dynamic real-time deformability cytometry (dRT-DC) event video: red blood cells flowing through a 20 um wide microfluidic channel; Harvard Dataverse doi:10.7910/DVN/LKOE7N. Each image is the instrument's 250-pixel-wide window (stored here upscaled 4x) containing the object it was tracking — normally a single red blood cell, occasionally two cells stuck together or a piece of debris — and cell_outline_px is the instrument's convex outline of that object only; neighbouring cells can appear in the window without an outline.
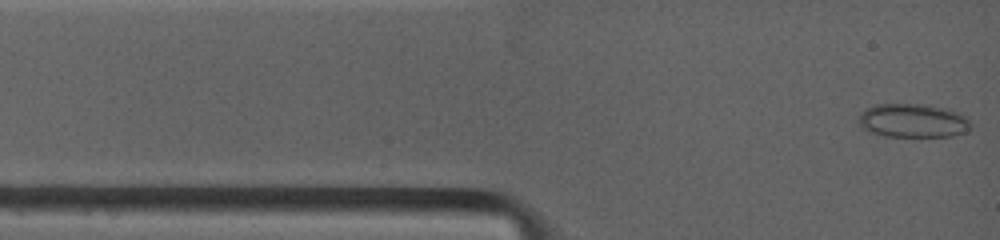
{"species": "common noctule bat (a hibernating species)", "species_latin": "Nyctalus noctula", "temperature_condition": "warm", "stored_images_in_passage": 5, "camera_frame_rate_fps": 4500, "um_per_image_px": 0.085, "animal": {"sex": "female", "body_mass_g": 19.0, "forearm_length_mm": 53.3}, "frame": {"image": 1, "passage_image": 1, "time_ms": 0.0, "image_size_px": [1000, 240], "cell_outline_px": [[972, 128], [964, 132], [952, 136], [884, 136], [872, 132], [864, 128], [860, 124], [860, 112], [864, 108], [876, 104], [928, 104], [948, 108], [964, 116], [972, 124]], "centroid_in_image_um": [77.62, 10.24], "position_along_channel_um": 7.4, "area_um2": 22.08}}
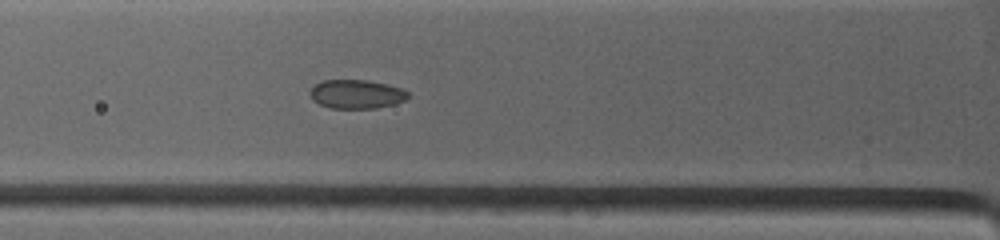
{"frame": {"image": 2, "passage_image": 5, "time_ms": 3.333, "image_size_px": [1000, 240], "cell_outline_px": [[408, 96], [404, 100], [392, 104], [376, 108], [332, 108], [320, 104], [312, 100], [308, 92], [316, 84], [324, 80], [368, 80], [388, 84], [400, 88], [408, 92]], "centroid_in_image_um": [30.27, 7.99], "position_along_channel_um": 95.5, "area_um2": 16.36}}